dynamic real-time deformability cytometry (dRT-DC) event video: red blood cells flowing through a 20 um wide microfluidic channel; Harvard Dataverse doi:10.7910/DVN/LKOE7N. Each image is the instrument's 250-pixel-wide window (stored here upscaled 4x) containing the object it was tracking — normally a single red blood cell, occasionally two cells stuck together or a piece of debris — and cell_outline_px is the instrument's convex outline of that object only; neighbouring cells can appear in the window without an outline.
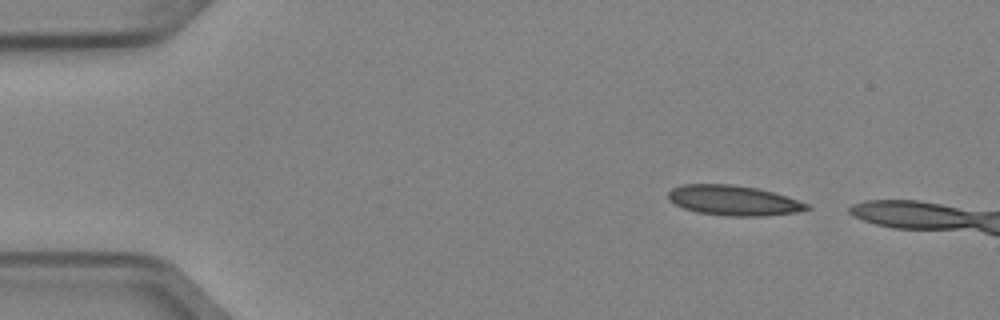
{"species": "Egyptian fruit bat (a non-hibernating species)", "species_latin": "Rousettus aegyptiacus", "temperature_condition": "cold", "stored_images_in_passage": 4, "camera_frame_rate_fps": 3000, "um_per_image_px": 0.085, "animal": {"sex": "female"}, "frame": {"image": 1, "passage_image": 1, "time_ms": 0.0, "image_size_px": [1000, 320], "cell_outline_px": [[812, 208], [796, 212], [764, 216], [724, 216], [696, 212], [684, 208], [668, 200], [668, 192], [672, 188], [680, 184], [732, 184], [756, 188], [788, 196], [808, 204]], "centroid_in_image_um": [62.33, 17.03], "position_along_channel_um": 22.7, "area_um2": 24.39}}